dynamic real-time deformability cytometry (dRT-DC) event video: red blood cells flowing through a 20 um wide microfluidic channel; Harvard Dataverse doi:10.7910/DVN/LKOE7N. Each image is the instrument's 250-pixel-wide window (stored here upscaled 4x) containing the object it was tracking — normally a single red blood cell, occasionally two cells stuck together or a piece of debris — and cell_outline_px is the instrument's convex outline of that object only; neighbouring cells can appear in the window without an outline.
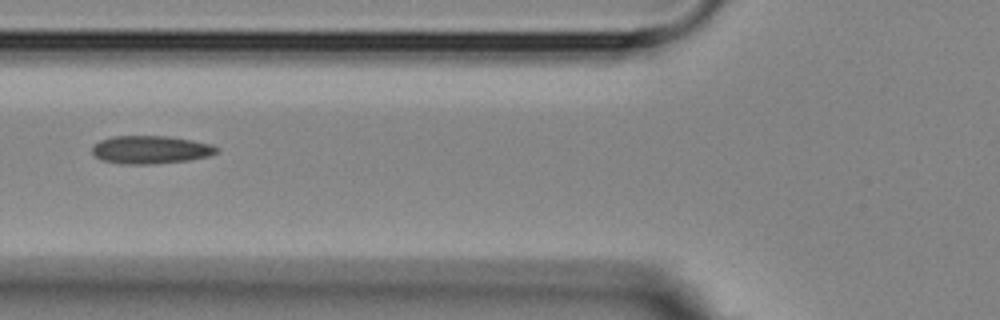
{"species": "Egyptian fruit bat (a non-hibernating species)", "species_latin": "Rousettus aegyptiacus", "temperature_condition": "room temperature", "stored_images_in_passage": 9, "camera_frame_rate_fps": 3000, "um_per_image_px": 0.085, "animal": {"sex": "female"}, "frame": {"image": 1, "passage_image": 6, "time_ms": 5.667, "image_size_px": [1000, 320], "cell_outline_px": [[220, 148], [216, 152], [208, 156], [188, 160], [148, 164], [120, 164], [100, 160], [92, 152], [92, 148], [100, 140], [112, 136], [168, 136], [192, 140], [212, 144]], "centroid_in_image_um": [12.79, 12.72], "position_along_channel_um": 113.0, "area_um2": 20.29}}
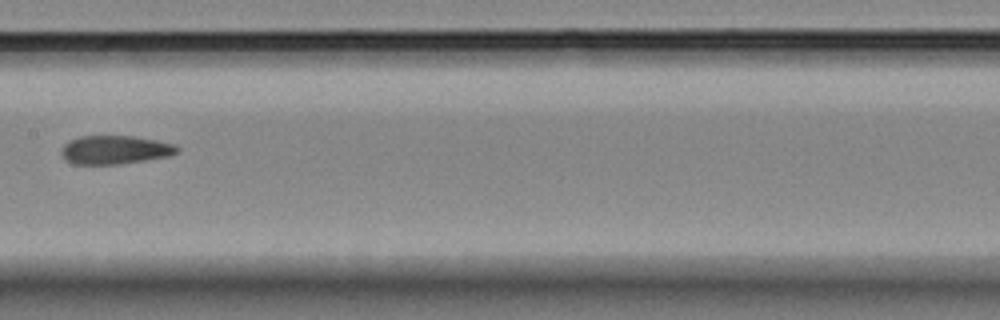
{"frame": {"image": 2, "passage_image": 8, "time_ms": 8.0, "image_size_px": [1000, 320], "cell_outline_px": [[180, 148], [176, 152], [168, 156], [120, 164], [72, 164], [64, 160], [60, 156], [60, 152], [64, 144], [68, 140], [80, 136], [136, 136], [176, 144]], "centroid_in_image_um": [9.72, 12.73], "position_along_channel_um": 197.7, "area_um2": 19.48}}
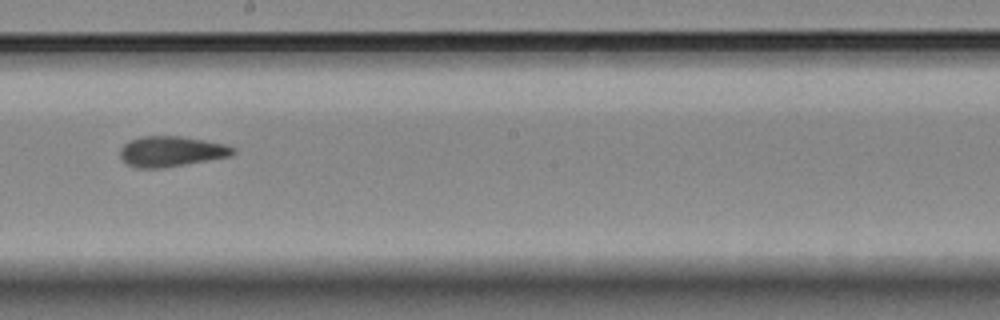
{"frame": {"image": 3, "passage_image": 9, "time_ms": 9.0, "image_size_px": [1000, 320], "cell_outline_px": [[236, 152], [232, 156], [164, 168], [136, 168], [128, 164], [120, 156], [120, 148], [128, 140], [140, 136], [180, 136], [204, 140], [224, 144], [236, 148]], "centroid_in_image_um": [14.56, 12.87], "position_along_channel_um": 233.6, "area_um2": 20.17}}